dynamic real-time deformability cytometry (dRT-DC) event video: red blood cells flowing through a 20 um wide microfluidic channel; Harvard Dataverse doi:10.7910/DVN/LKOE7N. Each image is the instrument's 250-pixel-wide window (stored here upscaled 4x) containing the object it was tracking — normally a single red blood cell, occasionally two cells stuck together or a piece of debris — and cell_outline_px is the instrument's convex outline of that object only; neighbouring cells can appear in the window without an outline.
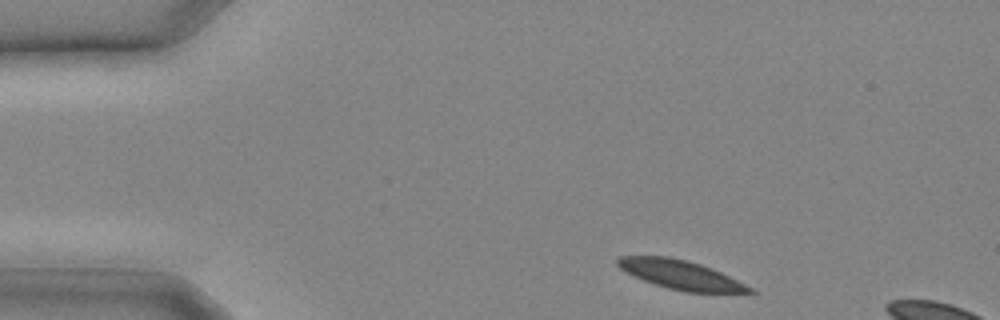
{"species": "common noctule bat (a hibernating species)", "species_latin": "Nyctalus noctula", "temperature_condition": "cold", "stored_images_in_passage": 4, "camera_frame_rate_fps": 3000, "um_per_image_px": 0.085, "animal": {"sex": "male", "body_mass_g": 20.4}, "frame": {"image": 1, "passage_image": 1, "time_ms": 0.0, "image_size_px": [1000, 320], "cell_outline_px": [[756, 292], [684, 292], [668, 288], [644, 280], [624, 272], [616, 264], [616, 260], [620, 256], [668, 256], [688, 260], [712, 268], [752, 288]], "centroid_in_image_um": [57.79, 23.34], "position_along_channel_um": 27.2, "area_um2": 22.02}}